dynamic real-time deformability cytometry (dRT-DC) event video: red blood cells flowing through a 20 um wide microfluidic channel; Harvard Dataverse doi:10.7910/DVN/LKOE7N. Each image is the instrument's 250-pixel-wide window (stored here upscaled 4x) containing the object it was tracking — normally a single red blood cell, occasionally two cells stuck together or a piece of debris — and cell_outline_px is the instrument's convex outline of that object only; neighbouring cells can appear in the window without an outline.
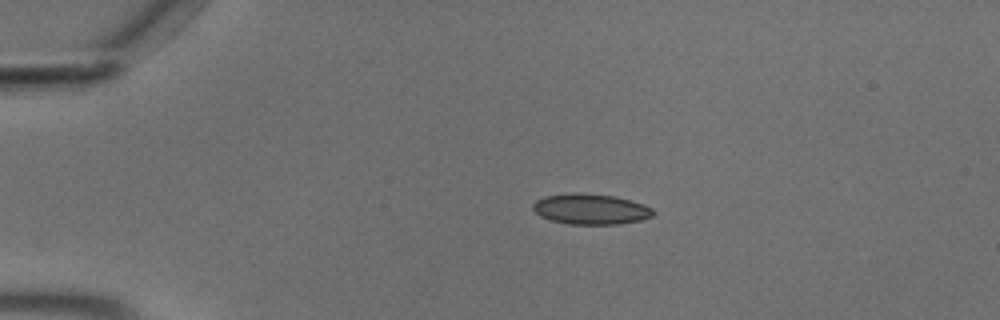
{"species": "common noctule bat (a hibernating species)", "species_latin": "Nyctalus noctula", "temperature_condition": "cold", "stored_images_in_passage": 44, "camera_frame_rate_fps": 3000, "um_per_image_px": 0.085, "animal": {"sex": "male", "body_mass_g": 18.8}, "frame": {"image": 1, "passage_image": 1, "time_ms": 0.0, "image_size_px": [1000, 320], "cell_outline_px": [[656, 212], [652, 216], [640, 220], [620, 224], [568, 224], [552, 220], [540, 216], [532, 208], [532, 204], [536, 200], [544, 196], [568, 192], [576, 192], [616, 196], [644, 204], [652, 208]], "centroid_in_image_um": [50.2, 17.76], "position_along_channel_um": 34.8, "area_um2": 21.62}}
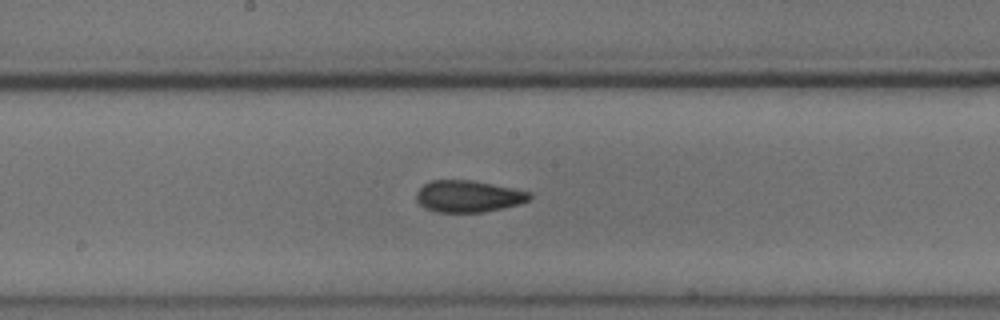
{"frame": {"image": 2, "passage_image": 19, "time_ms": 6.0, "image_size_px": [1000, 320], "cell_outline_px": [[532, 196], [528, 200], [520, 204], [484, 212], [436, 212], [424, 208], [416, 200], [416, 192], [424, 184], [432, 180], [472, 180], [532, 192]], "centroid_in_image_um": [39.8, 16.69], "position_along_channel_um": 208.4, "area_um2": 20.98}}
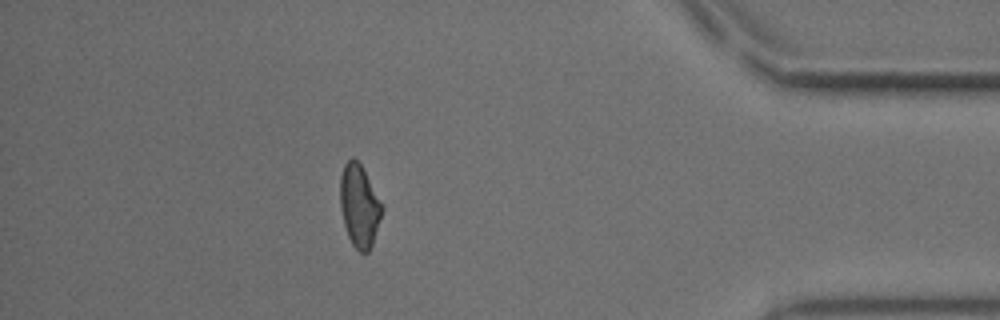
{"frame": {"image": 3, "passage_image": 38, "time_ms": 12.333, "image_size_px": [1000, 320], "cell_outline_px": [[384, 208], [372, 244], [368, 252], [360, 252], [352, 244], [348, 236], [344, 224], [340, 208], [340, 176], [344, 164], [352, 156], [360, 164]], "centroid_in_image_um": [30.52, 17.5], "position_along_channel_um": 404.7, "area_um2": 19.83}, "authors_computed_cell_mechanics": {"area_um2": 20.519, "velocity_mm_per_s": 3.6953, "shape_relaxation_time_tau1_ms": 10.0253, "shape_relaxation_time_tau2_ms": 3.619, "deformation_change_tau1": 0.1659, "deformation_change_tau2": 0.0866}}